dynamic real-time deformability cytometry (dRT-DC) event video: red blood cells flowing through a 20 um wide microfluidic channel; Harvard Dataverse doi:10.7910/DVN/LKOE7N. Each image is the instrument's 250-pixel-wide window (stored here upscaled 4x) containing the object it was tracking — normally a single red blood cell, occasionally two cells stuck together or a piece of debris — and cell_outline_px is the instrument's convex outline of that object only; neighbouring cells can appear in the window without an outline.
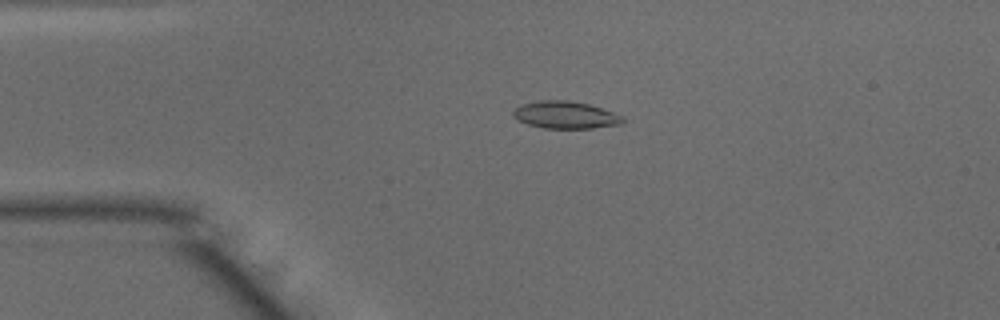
{"species": "common noctule bat (a hibernating species)", "species_latin": "Nyctalus noctula", "temperature_condition": "warm", "stored_images_in_passage": 49, "camera_frame_rate_fps": 3000, "um_per_image_px": 0.085, "animal": {"sex": "male", "body_mass_g": 15.6}, "frame": {"image": 1, "passage_image": 11, "time_ms": 3.333, "image_size_px": [1000, 320], "cell_outline_px": [[624, 120], [620, 124], [592, 128], [544, 128], [528, 124], [516, 120], [512, 116], [512, 112], [520, 104], [536, 100], [568, 100], [588, 104], [624, 116]], "centroid_in_image_um": [48.0, 9.76], "position_along_channel_um": 37.0, "area_um2": 17.46}}
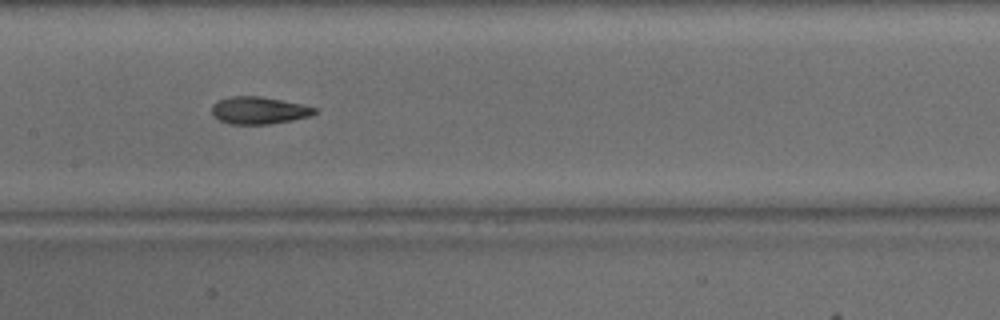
{"frame": {"image": 2, "passage_image": 24, "time_ms": 7.667, "image_size_px": [1000, 320], "cell_outline_px": [[316, 112], [308, 116], [292, 120], [268, 124], [228, 124], [212, 116], [212, 104], [228, 96], [260, 96], [300, 104], [316, 108]], "centroid_in_image_um": [21.94, 9.38], "position_along_channel_um": 185.5, "area_um2": 16.18}}
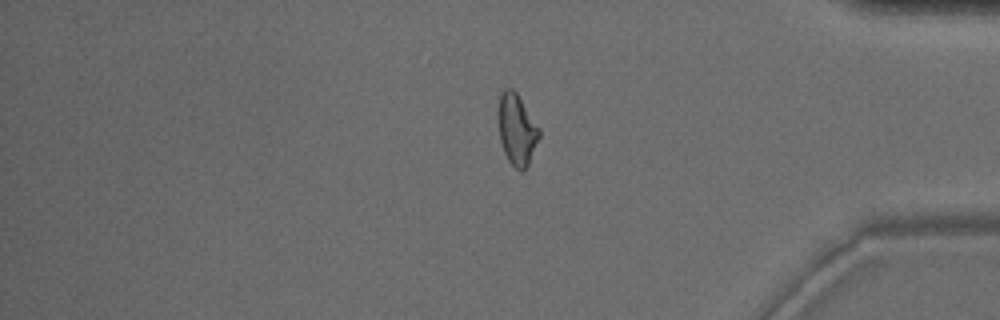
{"frame": {"image": 3, "passage_image": 41, "time_ms": 13.333, "image_size_px": [1000, 320], "cell_outline_px": [[540, 136], [528, 164], [524, 172], [520, 172], [508, 160], [504, 152], [500, 140], [496, 112], [500, 92], [504, 88], [512, 88], [516, 92], [540, 128]], "centroid_in_image_um": [43.9, 10.98], "position_along_channel_um": 391.3, "area_um2": 17.28}, "authors_computed_cell_mechanics": {"area_um2": 16.9932, "velocity_mm_per_s": 4.0875, "shape_relaxation_time_tau1_ms": 7.2096, "shape_relaxation_time_tau2_ms": 2.3389, "deformation_change_tau1": 0.201, "deformation_change_tau2": 0.0939}}